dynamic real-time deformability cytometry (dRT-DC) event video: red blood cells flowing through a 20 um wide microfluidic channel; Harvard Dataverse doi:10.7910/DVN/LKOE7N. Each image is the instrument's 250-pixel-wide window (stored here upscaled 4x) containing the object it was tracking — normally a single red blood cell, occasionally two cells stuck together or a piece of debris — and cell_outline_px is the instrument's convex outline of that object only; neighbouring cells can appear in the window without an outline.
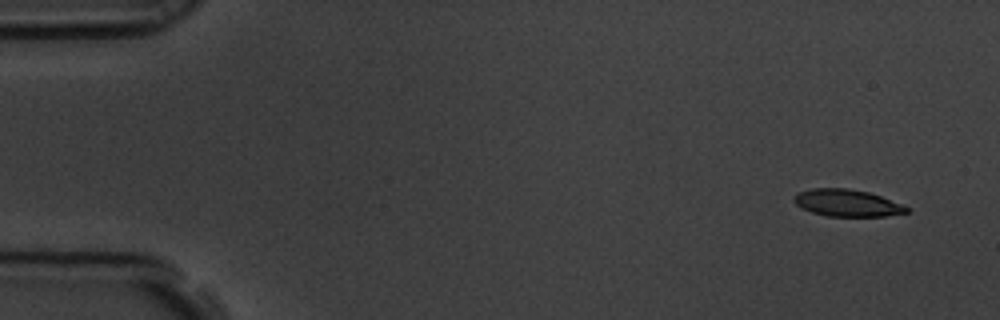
{"species": "common noctule bat (a hibernating species)", "species_latin": "Nyctalus noctula", "temperature_condition": "room temperature", "stored_images_in_passage": 5, "camera_frame_rate_fps": 3000, "um_per_image_px": 0.085, "animal": {"sex": "male", "body_mass_g": 19.5, "forearm_length_mm": 54.6}, "frame": {"image": 1, "passage_image": 1, "time_ms": 0.0, "image_size_px": [1000, 320], "cell_outline_px": [[912, 208], [908, 212], [884, 216], [828, 216], [812, 212], [796, 204], [792, 200], [796, 192], [812, 188], [848, 188], [868, 192], [904, 204]], "centroid_in_image_um": [72.02, 17.24], "position_along_channel_um": 13.0, "area_um2": 17.8}}